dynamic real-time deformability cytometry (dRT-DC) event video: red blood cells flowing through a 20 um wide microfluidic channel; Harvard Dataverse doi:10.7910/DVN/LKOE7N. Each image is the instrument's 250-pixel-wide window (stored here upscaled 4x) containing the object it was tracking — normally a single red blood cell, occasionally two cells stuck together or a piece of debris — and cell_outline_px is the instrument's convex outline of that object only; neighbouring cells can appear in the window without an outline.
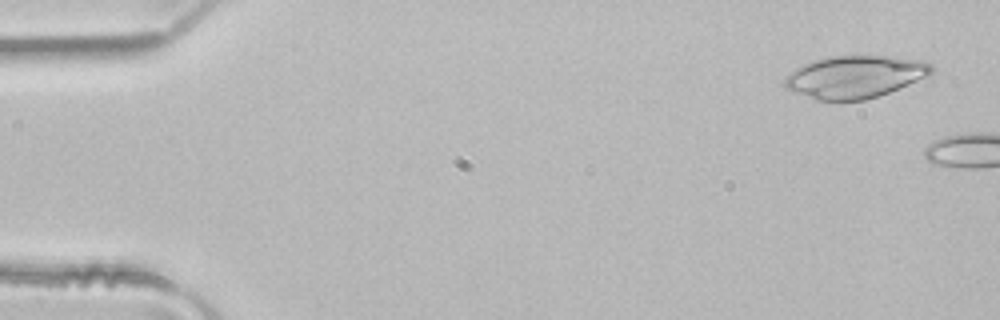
{"species": "common noctule bat (a hibernating species)", "species_latin": "Nyctalus noctula", "temperature_condition": "room temperature", "stored_images_in_passage": 2, "camera_frame_rate_fps": 3000, "um_per_image_px": 0.085, "animal": {"sex": "male", "body_mass_g": 21.5, "forearm_length_mm": 52.0}, "frame": {"image": 1, "passage_image": 1, "time_ms": 0.0, "image_size_px": [1000, 320], "cell_outline_px": [[932, 72], [928, 76], [888, 92], [864, 100], [816, 100], [792, 92], [784, 84], [784, 76], [796, 68], [804, 64], [816, 60], [832, 56], [888, 56], [924, 60], [932, 64]], "centroid_in_image_um": [72.65, 6.52], "position_along_channel_um": 12.3, "area_um2": 36.01}}